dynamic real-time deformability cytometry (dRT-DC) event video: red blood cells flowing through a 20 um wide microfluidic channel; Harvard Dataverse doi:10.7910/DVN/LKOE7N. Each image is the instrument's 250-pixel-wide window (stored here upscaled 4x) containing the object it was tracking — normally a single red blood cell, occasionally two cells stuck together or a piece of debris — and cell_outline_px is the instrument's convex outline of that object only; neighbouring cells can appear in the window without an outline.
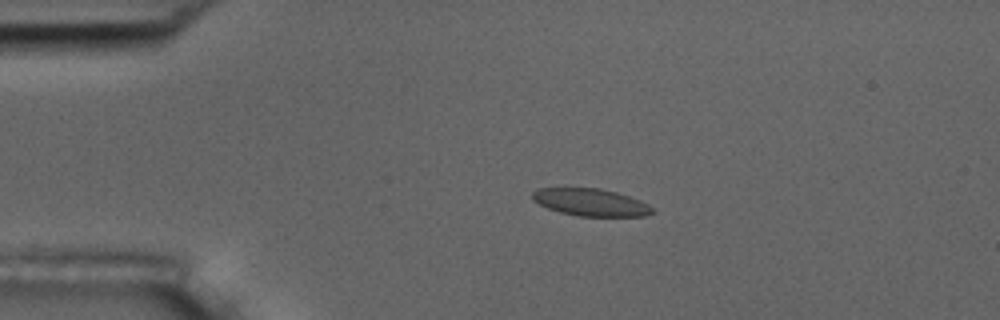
{"species": "common noctule bat (a hibernating species)", "species_latin": "Nyctalus noctula", "temperature_condition": "room temperature", "stored_images_in_passage": 8, "camera_frame_rate_fps": 3000, "um_per_image_px": 0.085, "animal": {"sex": "male", "body_mass_g": 17.5, "forearm_length_mm": 52.3}, "frame": {"image": 1, "passage_image": 4, "time_ms": 3.333, "image_size_px": [1000, 320], "cell_outline_px": [[656, 212], [644, 216], [576, 216], [560, 212], [548, 208], [532, 200], [532, 192], [536, 188], [600, 188], [616, 192], [640, 200], [648, 204]], "centroid_in_image_um": [50.2, 17.19], "position_along_channel_um": 34.8, "area_um2": 19.13}}
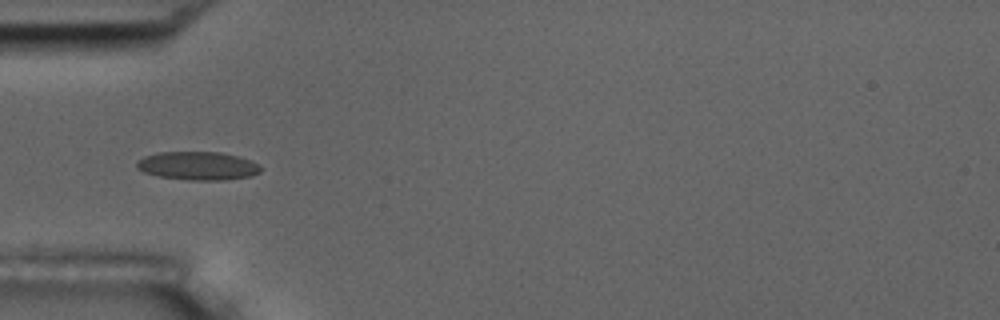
{"frame": {"image": 2, "passage_image": 5, "time_ms": 5.333, "image_size_px": [1000, 320], "cell_outline_px": [[264, 168], [260, 172], [252, 176], [224, 180], [188, 180], [160, 176], [144, 172], [136, 168], [136, 160], [144, 156], [156, 152], [220, 152], [240, 156], [252, 160], [260, 164]], "centroid_in_image_um": [16.86, 14.09], "position_along_channel_um": 68.1, "area_um2": 20.87}}
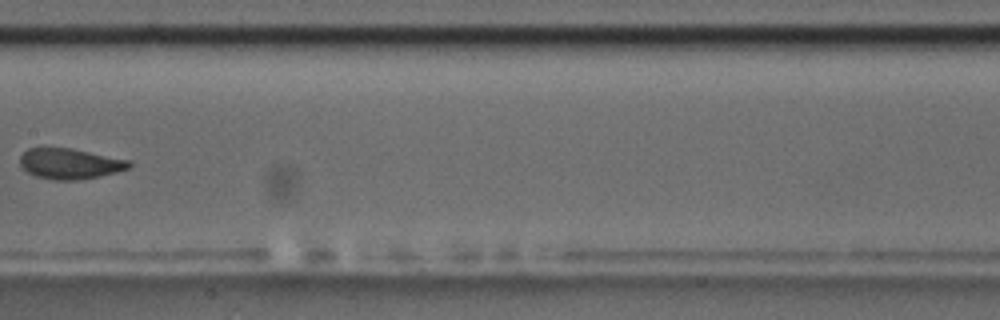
{"frame": {"image": 3, "passage_image": 8, "time_ms": 9.0, "image_size_px": [1000, 320], "cell_outline_px": [[132, 164], [128, 168], [116, 172], [100, 176], [76, 180], [52, 180], [36, 176], [28, 172], [20, 164], [20, 156], [28, 148], [72, 148], [128, 160]], "centroid_in_image_um": [5.92, 13.91], "position_along_channel_um": 201.5, "area_um2": 19.25}}